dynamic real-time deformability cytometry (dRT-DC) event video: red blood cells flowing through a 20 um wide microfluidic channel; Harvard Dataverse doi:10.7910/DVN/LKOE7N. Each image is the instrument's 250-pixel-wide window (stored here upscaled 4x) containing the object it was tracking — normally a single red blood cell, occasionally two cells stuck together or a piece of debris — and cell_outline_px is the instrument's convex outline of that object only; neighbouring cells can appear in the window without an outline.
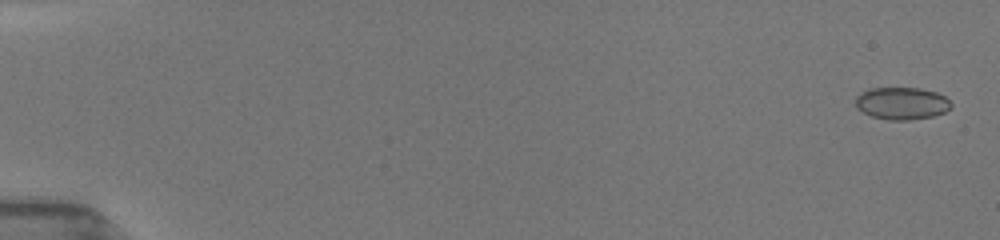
{"species": "common noctule bat (a hibernating species)", "species_latin": "Nyctalus noctula", "temperature_condition": "room temperature", "stored_images_in_passage": 9, "camera_frame_rate_fps": 3000, "um_per_image_px": 0.085, "animal": {"sex": "female", "body_mass_g": 19.5, "forearm_length_mm": 54.1}, "frame": {"image": 1, "passage_image": 1, "time_ms": 0.0, "image_size_px": [1000, 240], "cell_outline_px": [[952, 108], [944, 112], [932, 116], [908, 120], [888, 120], [872, 116], [856, 108], [856, 96], [860, 92], [868, 88], [920, 88], [936, 92], [944, 96], [952, 104]], "centroid_in_image_um": [76.64, 8.78], "position_along_channel_um": 8.4, "area_um2": 18.03}}
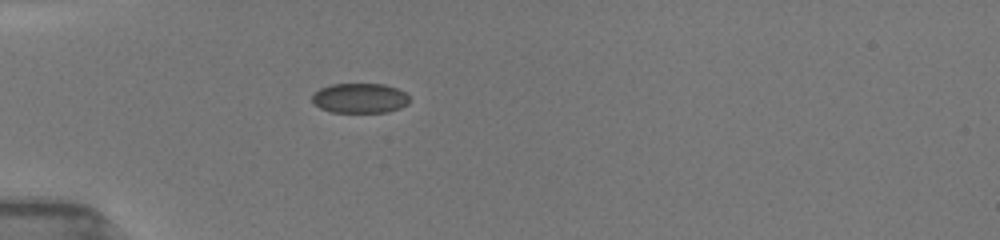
{"frame": {"image": 2, "passage_image": 6, "time_ms": 5.0, "image_size_px": [1000, 240], "cell_outline_px": [[408, 104], [400, 108], [388, 112], [332, 112], [320, 108], [312, 104], [312, 92], [320, 88], [332, 84], [384, 84], [396, 88], [404, 92], [408, 96]], "centroid_in_image_um": [30.54, 8.34], "position_along_channel_um": 54.5, "area_um2": 17.05}}
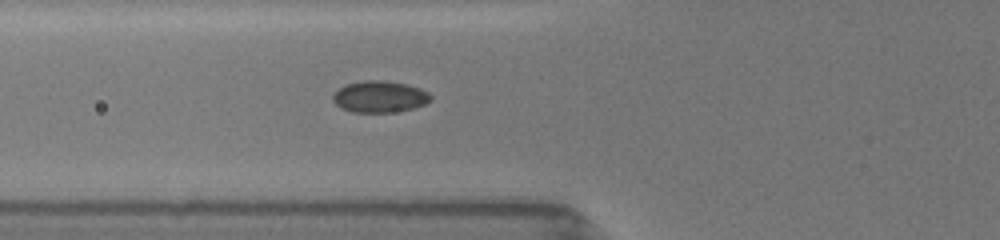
{"frame": {"image": 3, "passage_image": 9, "time_ms": 6.333, "image_size_px": [1000, 240], "cell_outline_px": [[432, 100], [424, 104], [412, 108], [392, 112], [352, 112], [340, 108], [332, 100], [332, 96], [344, 84], [364, 80], [380, 80], [408, 84], [420, 88], [428, 92], [432, 96]], "centroid_in_image_um": [32.26, 8.21], "position_along_channel_um": 93.5, "area_um2": 18.03}}